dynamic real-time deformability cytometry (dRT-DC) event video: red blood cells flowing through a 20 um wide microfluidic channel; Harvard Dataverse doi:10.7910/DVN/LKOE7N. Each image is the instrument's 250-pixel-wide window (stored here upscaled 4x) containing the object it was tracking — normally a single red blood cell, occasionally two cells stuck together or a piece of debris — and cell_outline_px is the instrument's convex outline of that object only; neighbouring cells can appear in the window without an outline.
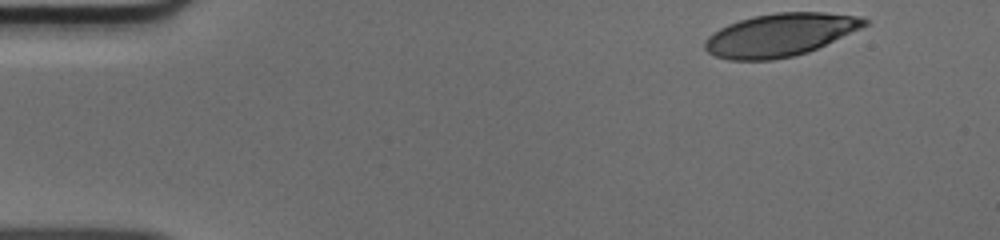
{"species": "human", "species_latin": "Homo sapiens", "temperature_condition": "cold", "stored_images_in_passage": 40, "camera_frame_rate_fps": 3000, "um_per_image_px": 0.085, "donor": {"sex": "male"}, "frame": {"image": 1, "passage_image": 1, "time_ms": 0.0, "image_size_px": [1000, 240], "cell_outline_px": [[868, 24], [860, 28], [808, 52], [792, 56], [772, 60], [728, 60], [716, 56], [708, 52], [704, 48], [704, 40], [708, 36], [720, 28], [728, 24], [752, 16], [776, 12], [824, 12], [860, 16], [868, 20]], "centroid_in_image_um": [66.27, 2.96], "position_along_channel_um": 18.7, "area_um2": 39.71}}
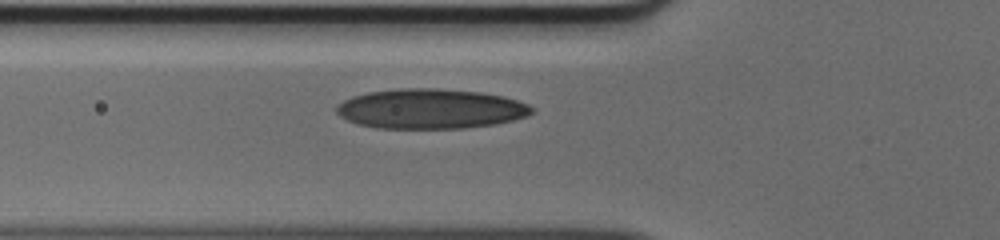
{"frame": {"image": 2, "passage_image": 14, "time_ms": 4.333, "image_size_px": [1000, 240], "cell_outline_px": [[532, 112], [528, 116], [496, 124], [464, 128], [376, 128], [356, 124], [340, 116], [336, 112], [336, 104], [352, 96], [368, 92], [400, 88], [436, 88], [480, 92], [504, 96], [528, 104], [532, 108]], "centroid_in_image_um": [36.57, 9.25], "position_along_channel_um": 89.2, "area_um2": 45.49}}
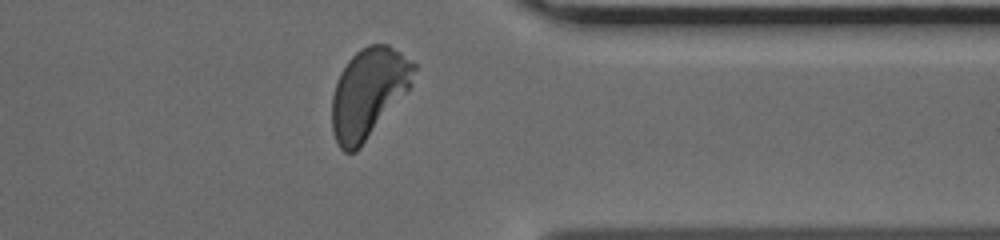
{"frame": {"image": 3, "passage_image": 36, "time_ms": 11.667, "image_size_px": [1000, 240], "cell_outline_px": [[416, 68], [412, 84], [360, 148], [356, 152], [344, 152], [336, 144], [332, 132], [332, 96], [340, 72], [348, 60], [360, 48], [368, 44], [388, 44], [400, 52], [416, 64]], "centroid_in_image_um": [31.3, 7.89], "position_along_channel_um": 380.1, "area_um2": 42.6}}